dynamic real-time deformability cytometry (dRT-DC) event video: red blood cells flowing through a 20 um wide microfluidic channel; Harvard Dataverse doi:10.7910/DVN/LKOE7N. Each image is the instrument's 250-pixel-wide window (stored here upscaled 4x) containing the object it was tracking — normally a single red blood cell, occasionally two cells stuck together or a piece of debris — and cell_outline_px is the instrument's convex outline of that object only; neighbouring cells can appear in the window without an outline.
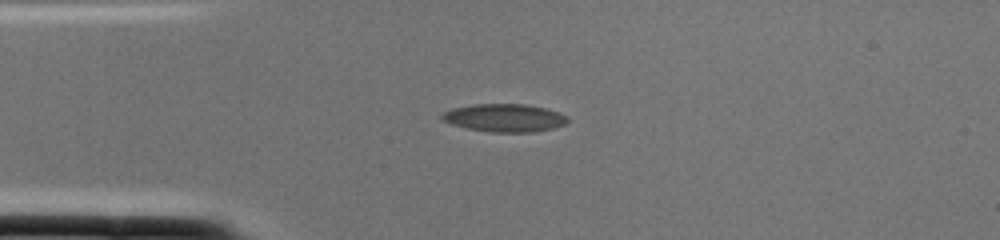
{"species": "common noctule bat (a hibernating species)", "species_latin": "Nyctalus noctula", "temperature_condition": "cold", "stored_images_in_passage": 1, "camera_frame_rate_fps": 3000, "um_per_image_px": 0.085, "animal": {"sex": "female", "body_mass_g": 22.0, "forearm_length_mm": 56.7}, "frame": {"image": 1, "passage_image": 1, "time_ms": 0.0, "image_size_px": [1000, 240], "cell_outline_px": [[568, 120], [564, 124], [552, 128], [532, 132], [492, 132], [468, 128], [452, 124], [440, 120], [440, 116], [444, 112], [452, 108], [472, 104], [524, 104], [544, 108], [560, 112], [568, 116]], "centroid_in_image_um": [42.86, 10.01], "position_along_channel_um": 42.1, "area_um2": 20.4}}